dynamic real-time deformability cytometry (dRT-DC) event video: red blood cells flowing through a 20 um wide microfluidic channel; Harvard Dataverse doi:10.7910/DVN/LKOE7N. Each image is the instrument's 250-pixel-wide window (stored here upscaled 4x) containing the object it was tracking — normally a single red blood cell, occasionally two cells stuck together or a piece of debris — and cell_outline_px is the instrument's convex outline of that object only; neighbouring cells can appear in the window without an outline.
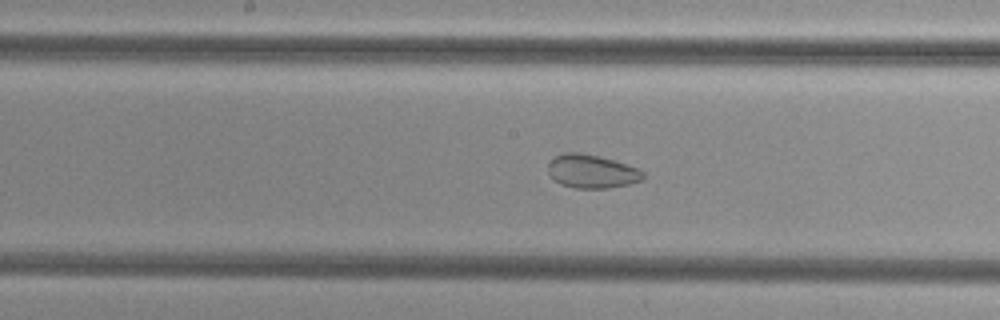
{"species": "common noctule bat (a hibernating species)", "species_latin": "Nyctalus noctula", "temperature_condition": "cold", "stored_images_in_passage": 47, "segment_of_instrument_passage": [2, 2], "camera_frame_rate_fps": 3000, "um_per_image_px": 0.085, "animal": {"sex": "female", "body_mass_g": 29.2, "forearm_length_mm": 56.3}, "frame": {"image": 1, "passage_image": 22, "time_ms": 7.0, "image_size_px": [1000, 320], "cell_outline_px": [[644, 180], [632, 184], [608, 188], [576, 188], [560, 184], [548, 172], [548, 164], [556, 156], [564, 152], [580, 152], [600, 156], [636, 168], [644, 172]], "centroid_in_image_um": [50.32, 14.57], "position_along_channel_um": 197.9, "area_um2": 18.5}}
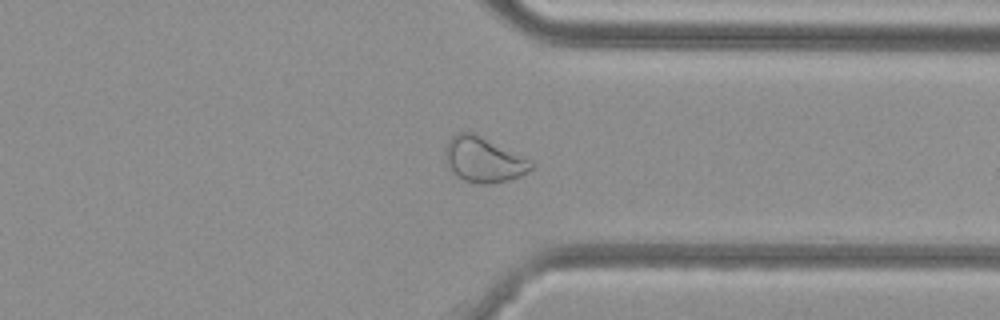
{"frame": {"image": 2, "passage_image": 35, "time_ms": 11.333, "image_size_px": [1000, 320], "cell_outline_px": [[536, 164], [528, 172], [520, 176], [508, 180], [488, 184], [480, 184], [464, 180], [452, 172], [448, 164], [444, 152], [444, 148], [452, 136], [456, 132], [472, 132]], "centroid_in_image_um": [41.07, 13.59], "position_along_channel_um": 370.3, "area_um2": 22.08}}
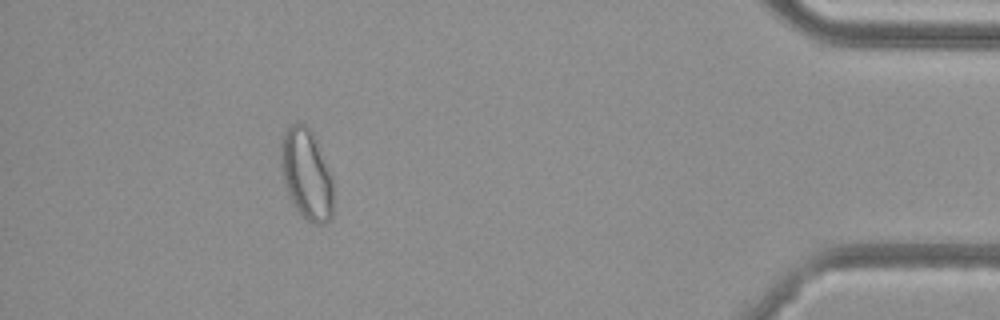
{"frame": {"image": 3, "passage_image": 42, "time_ms": 13.667, "image_size_px": [1000, 320], "cell_outline_px": [[332, 220], [324, 224], [316, 224], [308, 220], [296, 208], [288, 196], [284, 184], [280, 168], [280, 140], [284, 132], [292, 124], [304, 124], [312, 132], [316, 140], [328, 168], [332, 180]], "centroid_in_image_um": [26.02, 14.82], "position_along_channel_um": 409.2, "area_um2": 27.63}}